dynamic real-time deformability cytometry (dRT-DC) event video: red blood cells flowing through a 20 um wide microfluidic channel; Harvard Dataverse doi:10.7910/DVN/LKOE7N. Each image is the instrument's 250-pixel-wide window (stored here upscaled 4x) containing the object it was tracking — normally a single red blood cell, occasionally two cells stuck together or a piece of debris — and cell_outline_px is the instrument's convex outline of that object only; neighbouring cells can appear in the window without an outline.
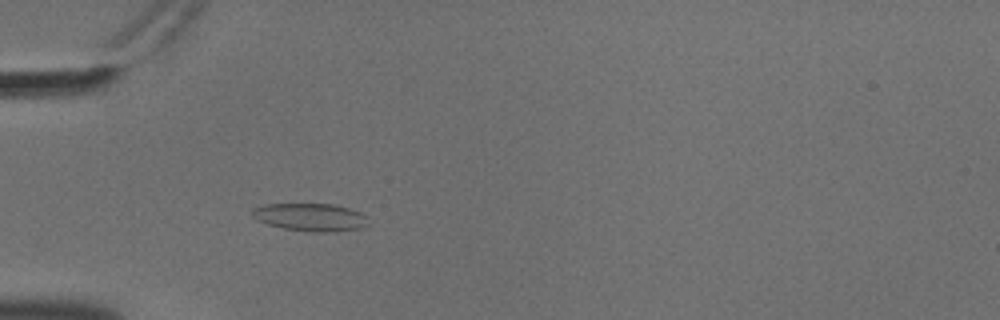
{"species": "common noctule bat (a hibernating species)", "species_latin": "Nyctalus noctula", "temperature_condition": "cold", "stored_images_in_passage": 53, "camera_frame_rate_fps": 3000, "um_per_image_px": 0.085, "animal": {"sex": "male", "body_mass_g": 18.8}, "frame": {"image": 1, "passage_image": 15, "time_ms": 4.667, "image_size_px": [1000, 320], "cell_outline_px": [[368, 224], [360, 228], [336, 232], [312, 232], [284, 228], [268, 224], [256, 220], [252, 216], [252, 208], [264, 204], [332, 204], [348, 208], [360, 212], [368, 216]], "centroid_in_image_um": [26.39, 18.46], "position_along_channel_um": 58.6, "area_um2": 18.9}}
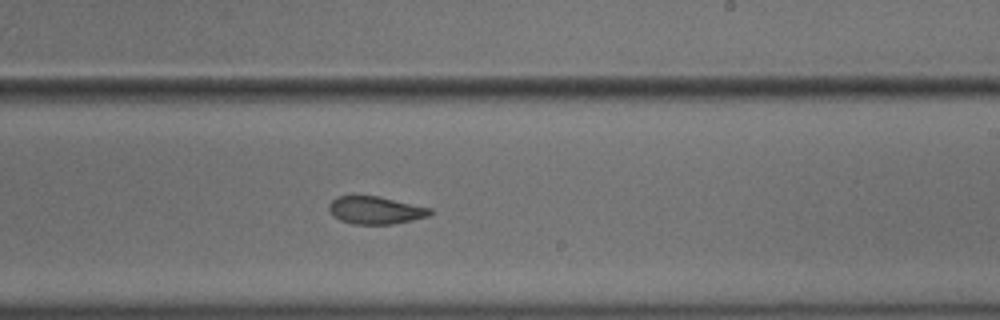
{"frame": {"image": 2, "passage_image": 32, "time_ms": 10.333, "image_size_px": [1000, 320], "cell_outline_px": [[432, 216], [392, 224], [352, 224], [340, 220], [332, 216], [328, 208], [328, 204], [336, 196], [380, 196], [432, 208]], "centroid_in_image_um": [31.93, 17.87], "position_along_channel_um": 257.1, "area_um2": 16.53}}
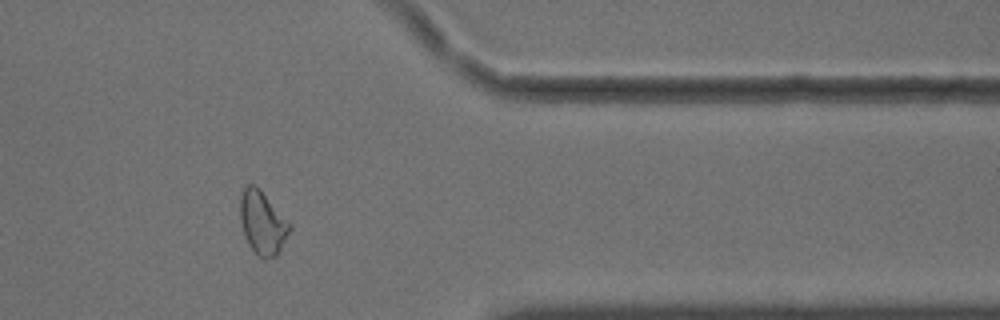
{"frame": {"image": 3, "passage_image": 44, "time_ms": 14.333, "image_size_px": [1000, 320], "cell_outline_px": [[292, 228], [276, 256], [264, 260], [248, 244], [244, 236], [240, 220], [240, 196], [244, 188], [248, 184], [252, 184], [260, 188], [292, 224]], "centroid_in_image_um": [22.32, 18.91], "position_along_channel_um": 389.1, "area_um2": 18.38}, "authors_computed_cell_mechanics": {"area_um2": 18.1492, "velocity_mm_per_s": 3.6163, "shape_relaxation_time_tau1_ms": null, "shape_relaxation_time_tau2_ms": 3.8144, "deformation_change_tau1": null, "deformation_change_tau2": 0.098}}